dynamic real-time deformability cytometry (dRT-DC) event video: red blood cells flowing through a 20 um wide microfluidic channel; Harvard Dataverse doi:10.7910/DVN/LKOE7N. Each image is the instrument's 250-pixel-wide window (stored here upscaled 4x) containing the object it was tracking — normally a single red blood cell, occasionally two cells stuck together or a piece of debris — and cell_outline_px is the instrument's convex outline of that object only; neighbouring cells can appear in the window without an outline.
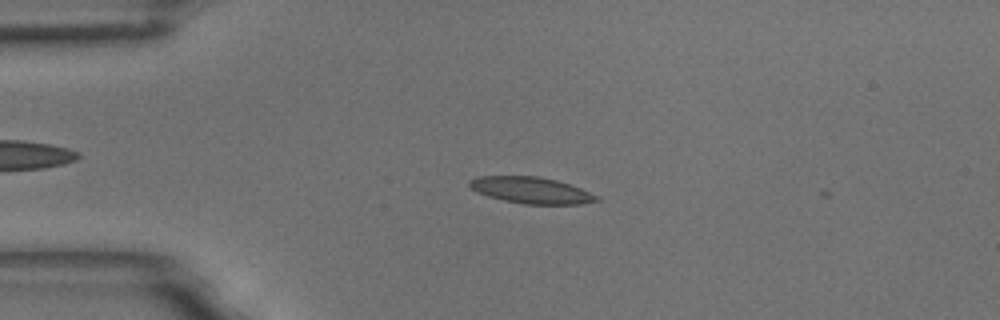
{"species": "common noctule bat (a hibernating species)", "species_latin": "Nyctalus noctula", "temperature_condition": "room temperature", "stored_images_in_passage": 8, "camera_frame_rate_fps": 3000, "um_per_image_px": 0.085, "animal": {"sex": "male", "body_mass_g": 18.8}, "frame": {"image": 1, "passage_image": 5, "time_ms": 1.333, "image_size_px": [1000, 320], "cell_outline_px": [[600, 200], [580, 204], [524, 204], [504, 200], [488, 196], [476, 192], [468, 184], [468, 180], [480, 176], [536, 176], [556, 180], [580, 188], [600, 196]], "centroid_in_image_um": [45.15, 16.17], "position_along_channel_um": 39.9, "area_um2": 19.48}}